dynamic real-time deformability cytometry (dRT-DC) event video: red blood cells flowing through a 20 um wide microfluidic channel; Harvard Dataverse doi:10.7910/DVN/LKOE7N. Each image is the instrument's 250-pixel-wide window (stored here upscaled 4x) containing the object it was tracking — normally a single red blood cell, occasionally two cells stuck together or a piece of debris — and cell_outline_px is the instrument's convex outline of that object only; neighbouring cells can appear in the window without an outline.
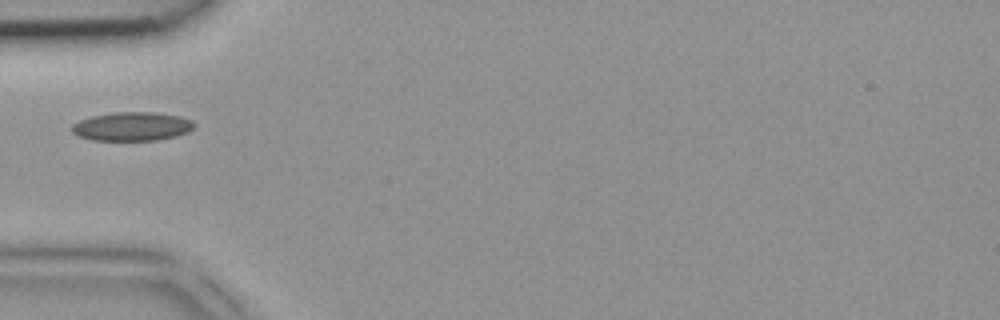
{"species": "common noctule bat (a hibernating species)", "species_latin": "Nyctalus noctula", "temperature_condition": "room temperature", "stored_images_in_passage": 6, "camera_frame_rate_fps": 3000, "um_per_image_px": 0.085, "animal": {"sex": "female", "body_mass_g": 18.4}, "frame": {"image": 1, "passage_image": 5, "time_ms": 1.333, "image_size_px": [1000, 320], "cell_outline_px": [[196, 124], [188, 132], [176, 136], [156, 140], [92, 140], [80, 136], [72, 132], [72, 124], [80, 120], [92, 116], [116, 112], [152, 112], [180, 116], [192, 120]], "centroid_in_image_um": [11.24, 10.74], "position_along_channel_um": 73.8, "area_um2": 20.4}}